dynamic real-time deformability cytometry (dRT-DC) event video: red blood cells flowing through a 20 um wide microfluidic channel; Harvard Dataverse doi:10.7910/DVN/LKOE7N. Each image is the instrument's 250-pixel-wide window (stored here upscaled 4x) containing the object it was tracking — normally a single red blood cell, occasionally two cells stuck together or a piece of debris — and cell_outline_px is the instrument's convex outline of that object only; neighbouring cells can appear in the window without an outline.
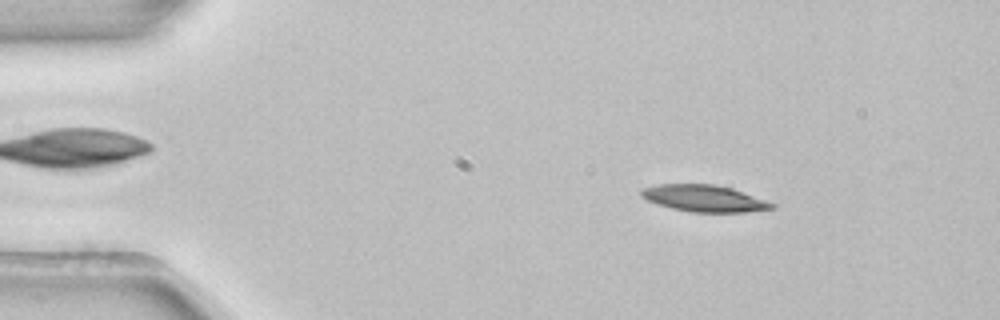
{"species": "common noctule bat (a hibernating species)", "species_latin": "Nyctalus noctula", "temperature_condition": "room temperature", "stored_images_in_passage": 52, "camera_frame_rate_fps": 3000, "um_per_image_px": 0.085, "animal": {"sex": "female", "body_mass_g": 22.7, "forearm_length_mm": 54.2}, "frame": {"image": 1, "passage_image": 7, "time_ms": 2.0, "image_size_px": [1000, 320], "cell_outline_px": [[776, 208], [744, 212], [692, 212], [672, 208], [656, 204], [640, 196], [640, 188], [656, 184], [716, 184], [732, 188], [776, 204]], "centroid_in_image_um": [59.82, 16.85], "position_along_channel_um": 25.2, "area_um2": 20.4}}
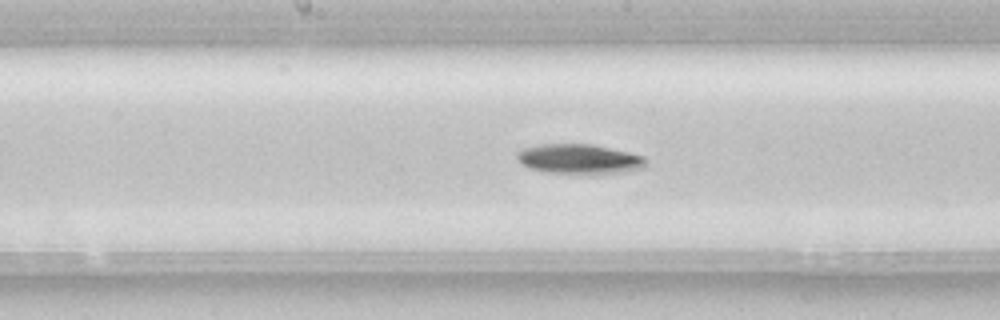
{"frame": {"image": 2, "passage_image": 26, "time_ms": 8.333, "image_size_px": [1000, 320], "cell_outline_px": [[648, 160], [644, 168], [592, 176], [588, 176], [544, 172], [528, 168], [520, 164], [516, 156], [516, 152], [524, 148], [540, 144], [592, 144], [628, 152], [644, 156]], "centroid_in_image_um": [49.22, 13.55], "position_along_channel_um": 199.0, "area_um2": 23.12}}
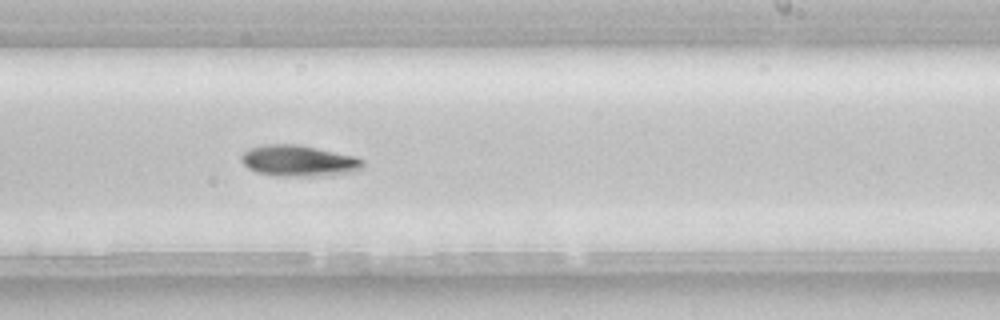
{"frame": {"image": 3, "passage_image": 31, "time_ms": 10.0, "image_size_px": [1000, 320], "cell_outline_px": [[364, 164], [356, 172], [328, 176], [276, 176], [256, 172], [248, 168], [240, 160], [240, 156], [248, 148], [264, 144], [296, 144], [316, 148], [352, 156], [364, 160]], "centroid_in_image_um": [25.36, 13.68], "position_along_channel_um": 263.6, "area_um2": 22.2}, "authors_computed_cell_mechanics": {"area_um2": 20.7213, "velocity_mm_per_s": 3.9014, "shape_relaxation_time_tau1_ms": 3.1538, "shape_relaxation_time_tau2_ms": null, "deformation_change_tau1": 0.107, "deformation_change_tau2": null}}